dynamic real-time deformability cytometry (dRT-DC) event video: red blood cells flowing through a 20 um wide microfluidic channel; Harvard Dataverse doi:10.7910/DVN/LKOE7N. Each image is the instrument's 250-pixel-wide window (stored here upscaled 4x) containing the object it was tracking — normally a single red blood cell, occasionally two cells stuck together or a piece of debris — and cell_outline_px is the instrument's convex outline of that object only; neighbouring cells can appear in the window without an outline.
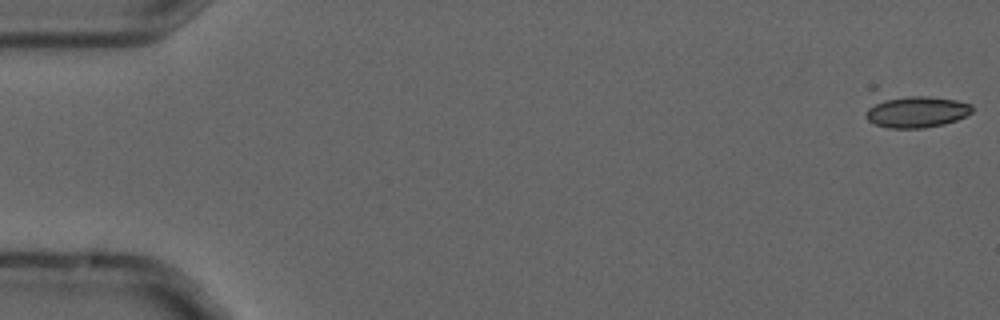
{"species": "common noctule bat (a hibernating species)", "species_latin": "Nyctalus noctula", "temperature_condition": "cold", "stored_images_in_passage": 5, "camera_frame_rate_fps": 3000, "um_per_image_px": 0.085, "animal": {"sex": "male", "forearm_length_mm": 52.5}, "frame": {"image": 1, "passage_image": 1, "time_ms": 0.0, "image_size_px": [1000, 320], "cell_outline_px": [[972, 112], [956, 120], [944, 124], [924, 128], [888, 128], [876, 124], [868, 120], [864, 116], [864, 112], [868, 108], [884, 100], [908, 96], [928, 96], [956, 100], [972, 104]], "centroid_in_image_um": [77.92, 9.52], "position_along_channel_um": 7.1, "area_um2": 19.19}}